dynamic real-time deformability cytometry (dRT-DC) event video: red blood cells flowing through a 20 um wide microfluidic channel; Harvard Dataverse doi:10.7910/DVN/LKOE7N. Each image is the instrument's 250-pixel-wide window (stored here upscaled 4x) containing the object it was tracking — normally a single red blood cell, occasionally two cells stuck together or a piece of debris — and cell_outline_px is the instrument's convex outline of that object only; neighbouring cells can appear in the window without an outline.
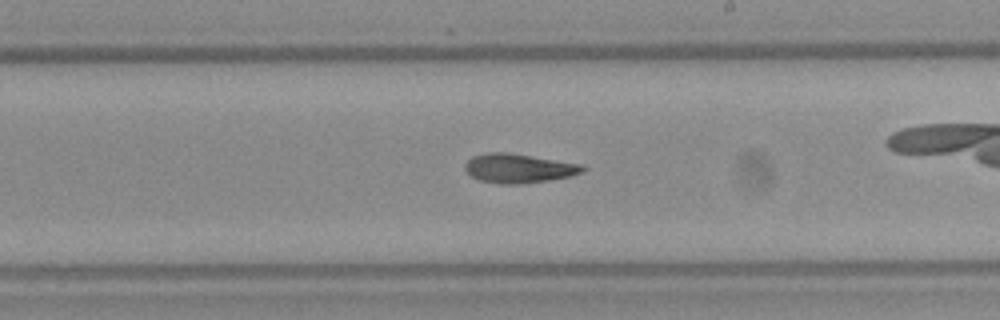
{"species": "Egyptian fruit bat (a non-hibernating species)", "species_latin": "Rousettus aegyptiacus", "temperature_condition": "warm", "stored_images_in_passage": 41, "camera_frame_rate_fps": 3000, "um_per_image_px": 0.085, "frame": {"image": 1, "passage_image": 24, "time_ms": 7.667, "image_size_px": [1000, 320], "cell_outline_px": [[584, 168], [580, 172], [568, 176], [544, 180], [512, 184], [508, 184], [480, 180], [472, 176], [464, 168], [464, 164], [472, 156], [492, 152], [504, 152], [580, 164]], "centroid_in_image_um": [44.0, 14.29], "position_along_channel_um": 245.0, "area_um2": 19.07}}